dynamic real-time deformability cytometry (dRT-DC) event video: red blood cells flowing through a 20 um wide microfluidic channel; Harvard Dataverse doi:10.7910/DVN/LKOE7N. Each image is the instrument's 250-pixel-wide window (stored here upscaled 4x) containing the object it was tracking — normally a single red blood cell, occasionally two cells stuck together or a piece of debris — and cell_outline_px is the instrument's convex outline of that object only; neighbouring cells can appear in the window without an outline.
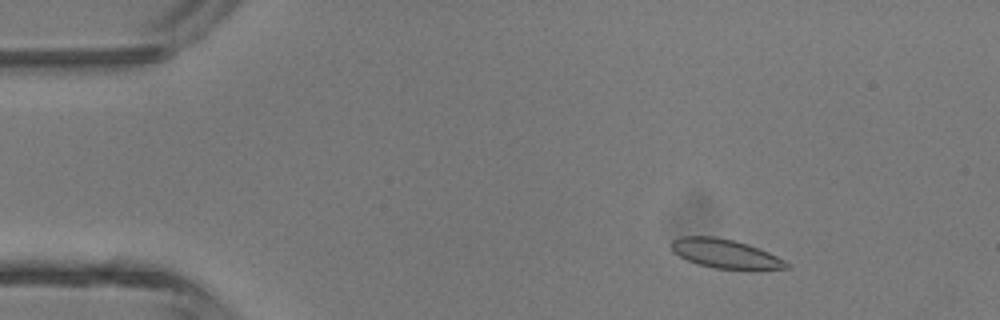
{"species": "common noctule bat (a hibernating species)", "species_latin": "Nyctalus noctula", "temperature_condition": "room temperature", "stored_images_in_passage": 5, "segment_of_instrument_passage": [1, 2], "camera_frame_rate_fps": 3000, "um_per_image_px": 0.085, "animal": {"sex": "male", "body_mass_g": 13.3}, "frame": {"image": 1, "passage_image": 2, "time_ms": 1.0, "image_size_px": [1000, 320], "cell_outline_px": [[792, 264], [788, 268], [752, 272], [712, 268], [696, 264], [672, 252], [668, 244], [672, 240], [680, 236], [716, 236], [748, 244], [768, 252]], "centroid_in_image_um": [61.67, 21.61], "position_along_channel_um": 23.3, "area_um2": 20.4}}